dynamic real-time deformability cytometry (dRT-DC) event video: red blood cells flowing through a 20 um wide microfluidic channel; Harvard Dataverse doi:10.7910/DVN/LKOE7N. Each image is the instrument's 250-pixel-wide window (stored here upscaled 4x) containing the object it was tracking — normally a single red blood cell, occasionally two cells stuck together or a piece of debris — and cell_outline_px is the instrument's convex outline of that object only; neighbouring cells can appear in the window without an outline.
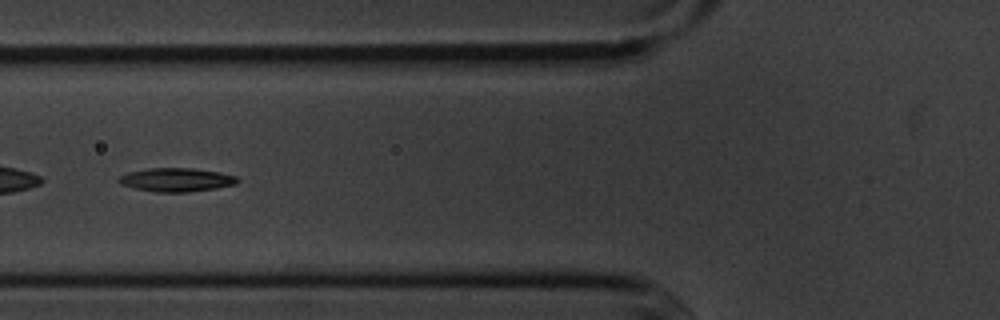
{"species": "common noctule bat (a hibernating species)", "species_latin": "Nyctalus noctula", "temperature_condition": "cold", "stored_images_in_passage": 10, "camera_frame_rate_fps": 3000, "um_per_image_px": 0.085, "animal": {"sex": "male", "body_mass_g": 20.1, "forearm_length_mm": 53.5}, "frame": {"image": 1, "passage_image": 5, "time_ms": 4.667, "image_size_px": [1000, 320], "cell_outline_px": [[240, 180], [236, 184], [216, 188], [188, 192], [156, 192], [136, 188], [120, 184], [116, 180], [120, 176], [128, 172], [148, 168], [192, 168], [220, 172], [236, 176]], "centroid_in_image_um": [15.0, 15.28], "position_along_channel_um": 110.8, "area_um2": 16.36}}
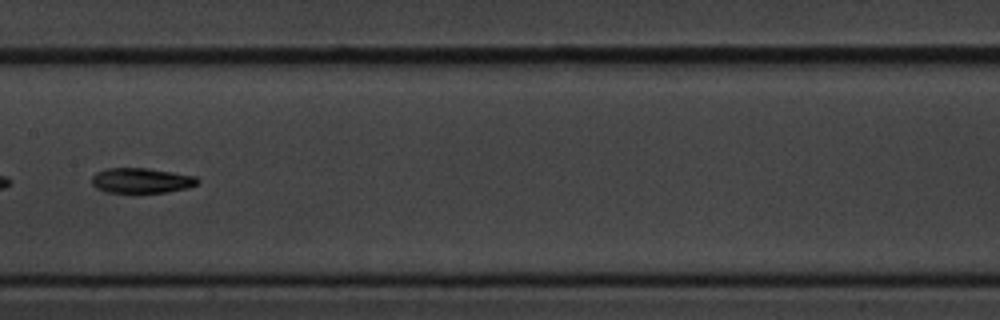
{"frame": {"image": 2, "passage_image": 7, "time_ms": 7.0, "image_size_px": [1000, 320], "cell_outline_px": [[200, 180], [196, 184], [188, 188], [168, 192], [104, 192], [96, 188], [92, 184], [92, 176], [96, 172], [108, 168], [144, 168], [172, 172], [196, 176]], "centroid_in_image_um": [12.01, 15.34], "position_along_channel_um": 195.4, "area_um2": 15.43}}
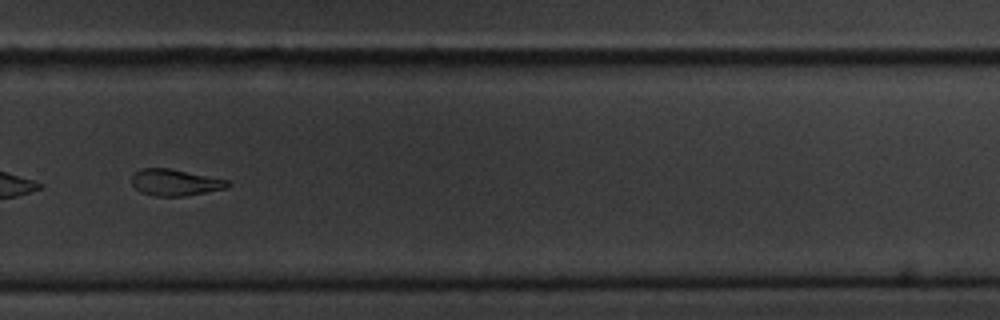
{"frame": {"image": 3, "passage_image": 10, "time_ms": 10.333, "image_size_px": [1000, 320], "cell_outline_px": [[232, 184], [228, 188], [184, 196], [156, 196], [140, 192], [132, 184], [132, 172], [140, 168], [168, 168], [228, 180]], "centroid_in_image_um": [14.87, 15.5], "position_along_channel_um": 314.9, "area_um2": 14.85}}